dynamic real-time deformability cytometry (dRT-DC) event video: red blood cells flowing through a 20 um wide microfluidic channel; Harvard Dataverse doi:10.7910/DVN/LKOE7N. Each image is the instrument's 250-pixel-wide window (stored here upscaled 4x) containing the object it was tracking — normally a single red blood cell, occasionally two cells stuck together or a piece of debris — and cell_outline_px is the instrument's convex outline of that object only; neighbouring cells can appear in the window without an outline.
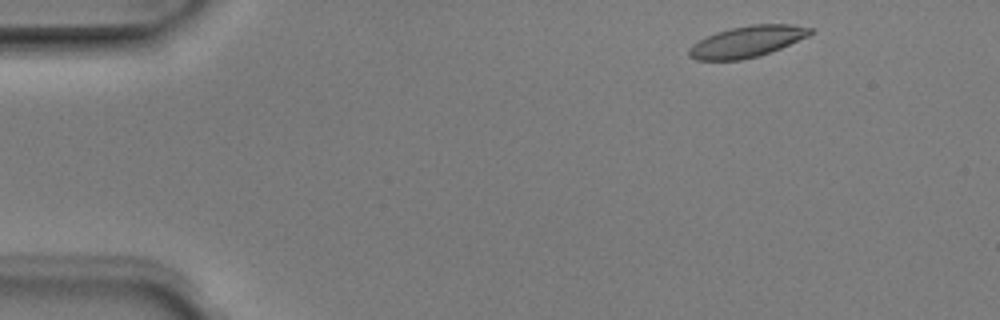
{"species": "Egyptian fruit bat (a non-hibernating species)", "species_latin": "Rousettus aegyptiacus", "temperature_condition": "room temperature", "stored_images_in_passage": 4, "camera_frame_rate_fps": 3000, "um_per_image_px": 0.085, "animal": {"sex": "male"}, "frame": {"image": 1, "passage_image": 1, "time_ms": 0.0, "image_size_px": [1000, 320], "cell_outline_px": [[812, 32], [808, 36], [780, 48], [756, 56], [740, 60], [696, 60], [688, 56], [688, 48], [692, 44], [716, 32], [748, 24], [792, 24], [812, 28]], "centroid_in_image_um": [63.47, 3.53], "position_along_channel_um": 21.5, "area_um2": 21.85}}
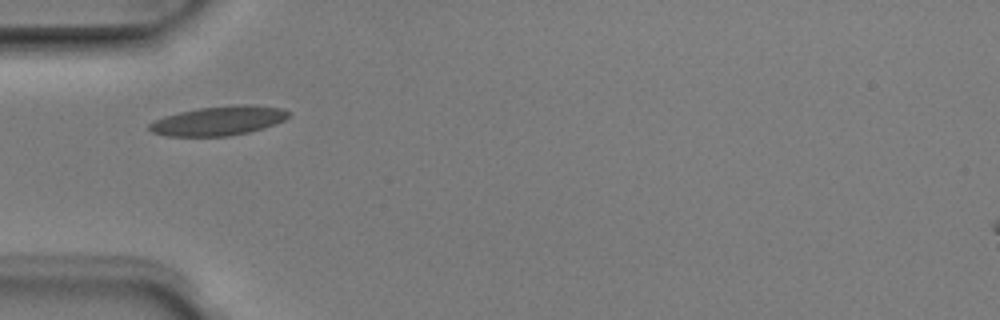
{"frame": {"image": 2, "passage_image": 4, "time_ms": 1.0, "image_size_px": [1000, 320], "cell_outline_px": [[292, 112], [284, 120], [264, 128], [248, 132], [228, 136], [168, 136], [152, 132], [148, 128], [148, 124], [152, 120], [164, 116], [180, 112], [200, 108], [240, 104], [248, 104], [284, 108]], "centroid_in_image_um": [18.59, 10.26], "position_along_channel_um": 66.4, "area_um2": 23.81}}